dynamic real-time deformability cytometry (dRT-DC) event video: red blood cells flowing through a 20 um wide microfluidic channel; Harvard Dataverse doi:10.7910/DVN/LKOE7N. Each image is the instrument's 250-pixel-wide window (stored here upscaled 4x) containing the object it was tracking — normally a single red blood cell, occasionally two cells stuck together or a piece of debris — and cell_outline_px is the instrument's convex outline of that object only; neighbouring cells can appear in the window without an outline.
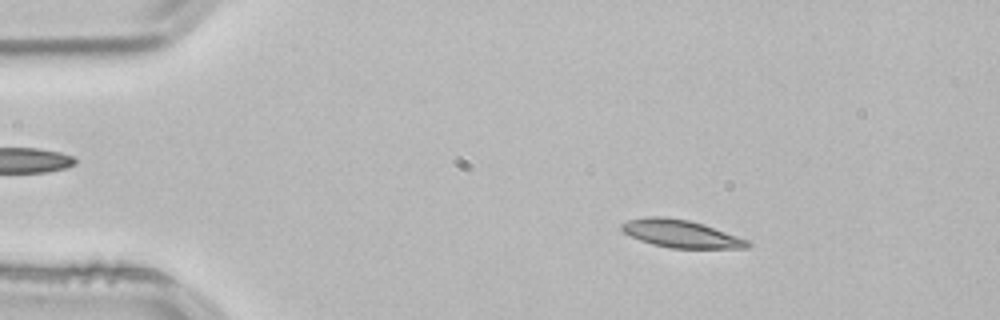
{"species": "common noctule bat (a hibernating species)", "species_latin": "Nyctalus noctula", "temperature_condition": "room temperature", "stored_images_in_passage": 53, "camera_frame_rate_fps": 3000, "um_per_image_px": 0.085, "animal": {"sex": "male", "body_mass_g": 21.5, "forearm_length_mm": 52.0}, "frame": {"image": 1, "passage_image": 8, "time_ms": 2.333, "image_size_px": [1000, 320], "cell_outline_px": [[752, 244], [748, 248], [672, 248], [652, 244], [640, 240], [624, 232], [620, 228], [620, 224], [628, 220], [648, 216], [660, 216], [688, 220], [704, 224], [748, 240]], "centroid_in_image_um": [57.87, 19.86], "position_along_channel_um": 27.1, "area_um2": 20.17}}
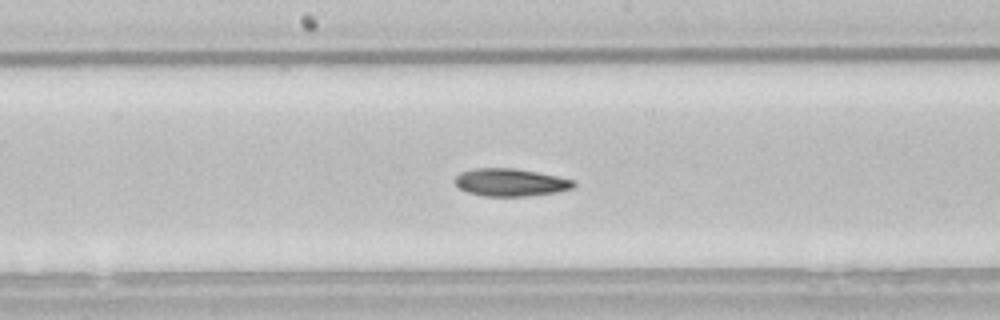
{"frame": {"image": 2, "passage_image": 27, "time_ms": 8.667, "image_size_px": [1000, 320], "cell_outline_px": [[576, 184], [572, 188], [556, 192], [528, 196], [484, 196], [468, 192], [460, 188], [452, 180], [460, 172], [476, 168], [512, 168], [536, 172], [576, 180]], "centroid_in_image_um": [43.38, 15.5], "position_along_channel_um": 204.8, "area_um2": 19.07}}
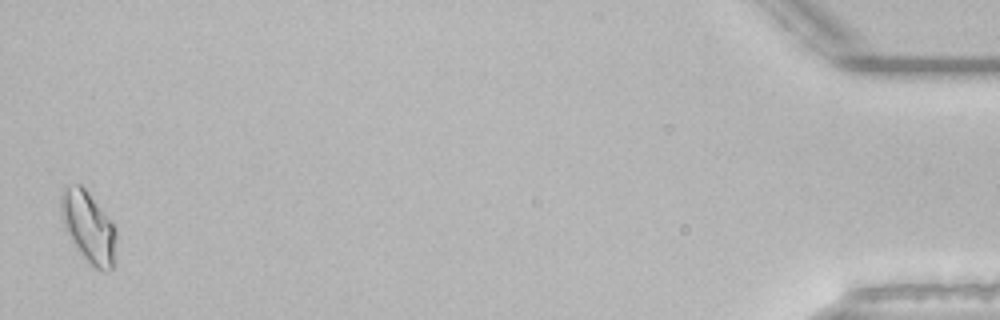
{"frame": {"image": 3, "passage_image": 52, "time_ms": 17.0, "image_size_px": [1000, 320], "cell_outline_px": [[116, 264], [108, 272], [104, 272], [96, 268], [80, 252], [64, 228], [60, 208], [60, 196], [68, 188], [76, 184], [80, 184], [84, 188], [116, 228]], "centroid_in_image_um": [7.56, 19.36], "position_along_channel_um": 427.6, "area_um2": 22.43}, "authors_computed_cell_mechanics": {"area_um2": 19.7676, "velocity_mm_per_s": 3.8139, "shape_relaxation_time_tau1_ms": 7.4346, "shape_relaxation_time_tau2_ms": 8.6604, "deformation_change_tau1": 0.1666, "deformation_change_tau2": 0.1178}}